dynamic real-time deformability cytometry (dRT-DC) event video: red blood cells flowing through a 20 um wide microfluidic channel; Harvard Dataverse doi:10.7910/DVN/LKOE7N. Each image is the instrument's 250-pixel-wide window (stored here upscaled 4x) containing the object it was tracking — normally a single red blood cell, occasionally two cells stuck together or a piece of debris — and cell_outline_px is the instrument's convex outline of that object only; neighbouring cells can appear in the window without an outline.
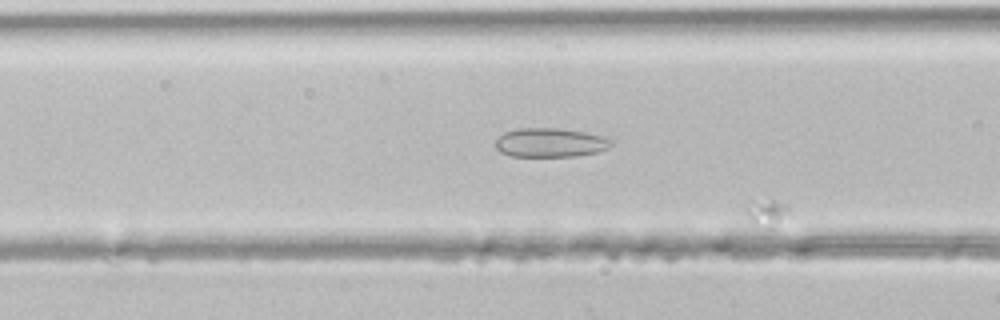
{"species": "common noctule bat (a hibernating species)", "species_latin": "Nyctalus noctula", "temperature_condition": "room temperature", "stored_images_in_passage": 23, "camera_frame_rate_fps": 3000, "um_per_image_px": 0.085, "animal": {"sex": "male", "body_mass_g": 21.5, "forearm_length_mm": 52.0}, "frame": {"image": 1, "passage_image": 17, "time_ms": 5.333, "image_size_px": [1000, 320], "cell_outline_px": [[600, 140], [592, 152], [564, 156], [516, 156], [504, 152], [496, 144], [508, 132], [576, 132], [592, 136]], "centroid_in_image_um": [46.5, 12.22], "position_along_channel_um": 120.1, "area_um2": 15.32}}
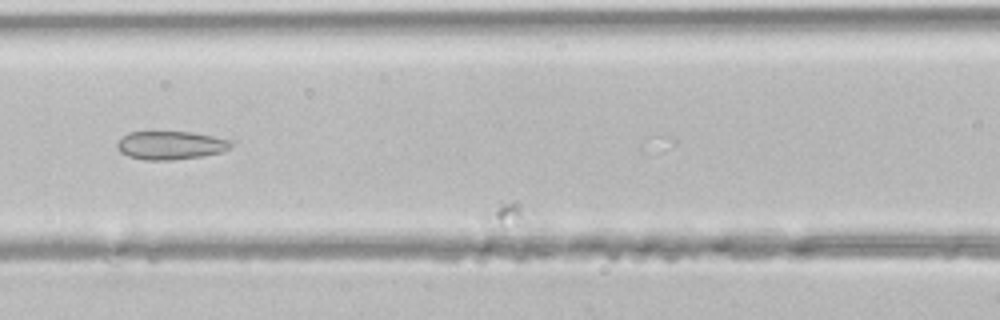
{"frame": {"image": 2, "passage_image": 19, "time_ms": 6.0, "image_size_px": [1000, 320], "cell_outline_px": [[228, 144], [216, 152], [192, 156], [132, 156], [124, 152], [120, 148], [120, 140], [124, 136], [132, 132], [184, 132], [208, 136], [220, 140]], "centroid_in_image_um": [14.38, 12.26], "position_along_channel_um": 152.2, "area_um2": 15.66}}
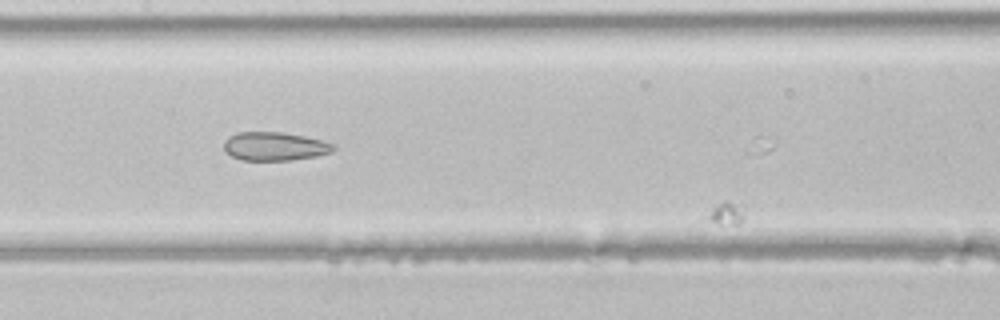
{"frame": {"image": 3, "passage_image": 21, "time_ms": 6.667, "image_size_px": [1000, 320], "cell_outline_px": [[332, 148], [324, 152], [308, 156], [284, 160], [244, 160], [232, 156], [224, 148], [224, 144], [232, 136], [244, 132], [272, 132], [300, 136], [316, 140], [328, 144]], "centroid_in_image_um": [23.18, 12.44], "position_along_channel_um": 184.2, "area_um2": 16.59}}